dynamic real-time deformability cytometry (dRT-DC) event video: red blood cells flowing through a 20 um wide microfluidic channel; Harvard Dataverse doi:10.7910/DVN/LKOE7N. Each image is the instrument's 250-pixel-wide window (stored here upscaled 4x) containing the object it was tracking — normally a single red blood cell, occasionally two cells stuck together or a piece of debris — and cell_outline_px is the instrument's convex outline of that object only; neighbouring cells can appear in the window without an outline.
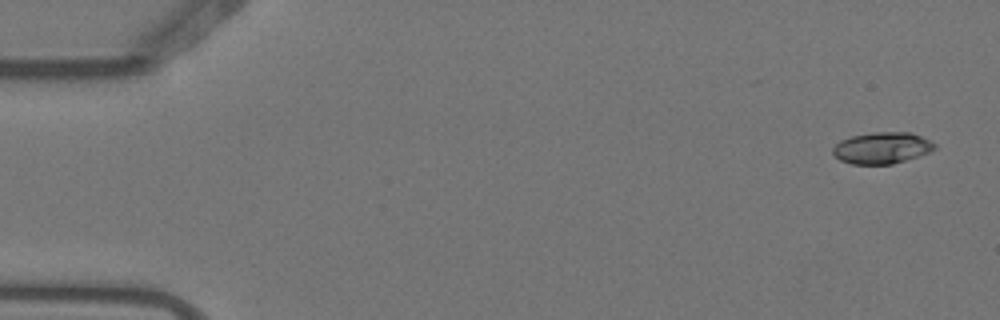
{"species": "Egyptian fruit bat (a non-hibernating species)", "species_latin": "Rousettus aegyptiacus", "temperature_condition": "warm", "stored_images_in_passage": 4, "camera_frame_rate_fps": 3000, "um_per_image_px": 0.085, "animal": {"sex": "female"}, "frame": {"image": 1, "passage_image": 1, "time_ms": 0.0, "image_size_px": [1000, 320], "cell_outline_px": [[936, 148], [928, 152], [892, 164], [852, 164], [840, 160], [832, 152], [832, 148], [840, 140], [852, 136], [872, 132], [912, 132], [936, 144]], "centroid_in_image_um": [74.94, 12.56], "position_along_channel_um": 10.1, "area_um2": 18.5}}
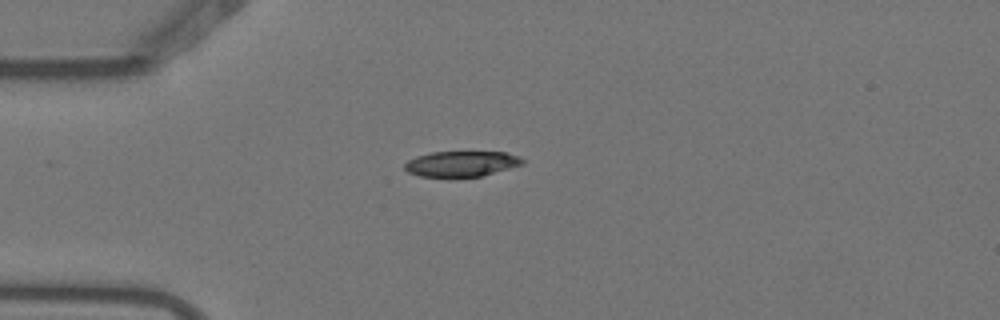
{"frame": {"image": 2, "passage_image": 4, "time_ms": 1.0, "image_size_px": [1000, 320], "cell_outline_px": [[524, 164], [480, 176], [420, 176], [408, 172], [404, 168], [404, 164], [408, 160], [416, 156], [432, 152], [504, 152], [520, 156], [524, 160]], "centroid_in_image_um": [39.22, 13.91], "position_along_channel_um": 45.8, "area_um2": 17.28}}